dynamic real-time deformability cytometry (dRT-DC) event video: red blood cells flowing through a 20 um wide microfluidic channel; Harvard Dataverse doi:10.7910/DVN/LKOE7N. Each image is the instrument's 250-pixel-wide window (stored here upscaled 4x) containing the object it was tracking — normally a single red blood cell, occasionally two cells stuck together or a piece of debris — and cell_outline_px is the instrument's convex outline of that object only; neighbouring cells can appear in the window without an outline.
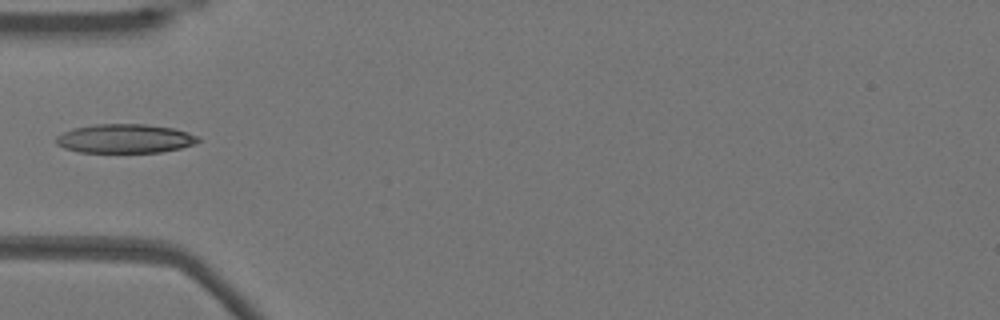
{"species": "Egyptian fruit bat (a non-hibernating species)", "species_latin": "Rousettus aegyptiacus", "temperature_condition": "warm", "stored_images_in_passage": 36, "camera_frame_rate_fps": 3000, "um_per_image_px": 0.085, "animal": {"sex": "female"}, "frame": {"image": 1, "passage_image": 1, "time_ms": 0.0, "image_size_px": [1000, 320], "cell_outline_px": [[200, 140], [196, 144], [180, 148], [160, 152], [80, 152], [64, 148], [56, 144], [56, 136], [72, 128], [96, 124], [144, 124], [172, 128], [188, 132], [200, 136]], "centroid_in_image_um": [10.63, 11.78], "position_along_channel_um": 74.4, "area_um2": 24.04}}
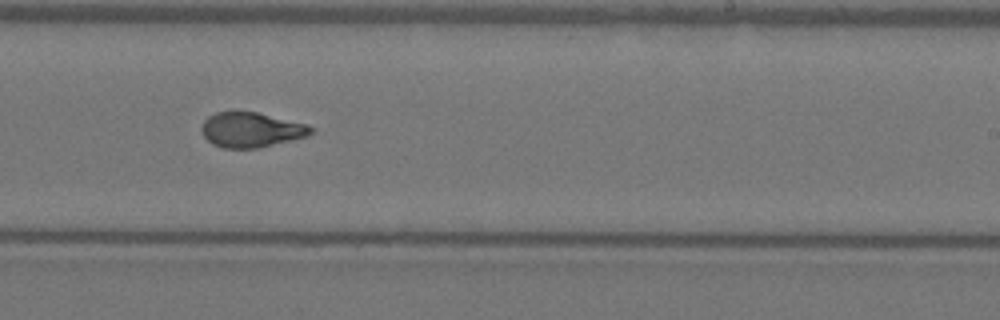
{"frame": {"image": 2, "passage_image": 16, "time_ms": 5.0, "image_size_px": [1000, 320], "cell_outline_px": [[316, 132], [308, 136], [292, 140], [256, 148], [224, 148], [212, 144], [204, 136], [200, 128], [204, 120], [208, 116], [216, 112], [256, 112], [308, 124], [316, 128]], "centroid_in_image_um": [21.39, 11.03], "position_along_channel_um": 267.6, "area_um2": 22.37}}
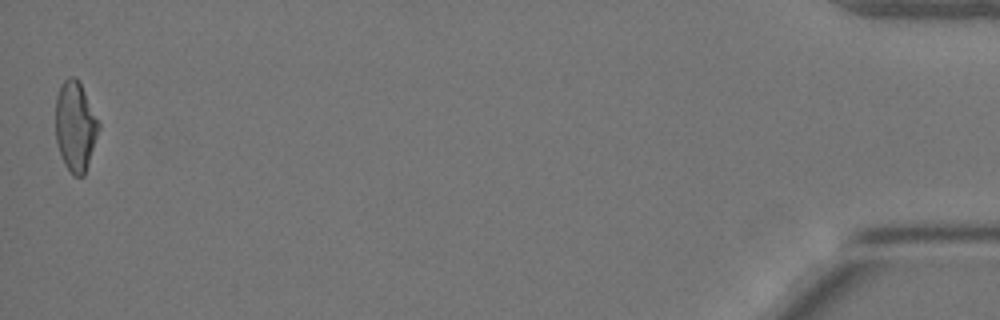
{"frame": {"image": 3, "passage_image": 36, "time_ms": 11.667, "image_size_px": [1000, 320], "cell_outline_px": [[100, 128], [84, 176], [72, 176], [64, 164], [60, 156], [56, 140], [56, 96], [60, 84], [68, 76], [76, 76], [100, 124]], "centroid_in_image_um": [6.39, 10.75], "position_along_channel_um": 428.8, "area_um2": 22.6}}